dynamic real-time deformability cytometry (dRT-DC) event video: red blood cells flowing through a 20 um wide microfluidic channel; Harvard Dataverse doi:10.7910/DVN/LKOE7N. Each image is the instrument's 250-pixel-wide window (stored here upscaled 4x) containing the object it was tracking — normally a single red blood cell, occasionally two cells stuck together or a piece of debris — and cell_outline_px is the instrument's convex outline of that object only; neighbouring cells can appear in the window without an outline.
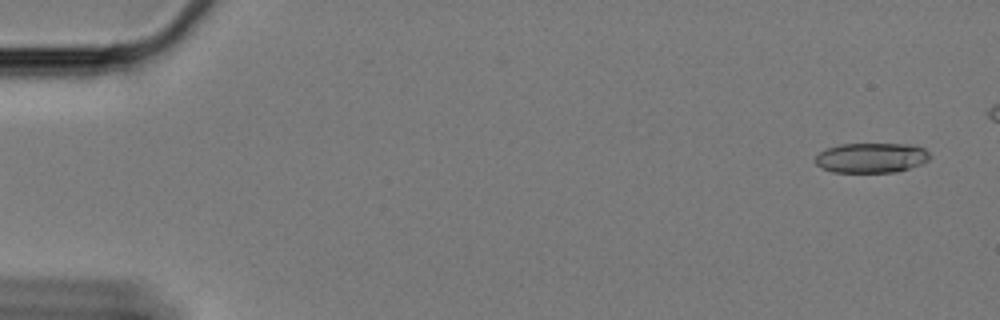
{"species": "Egyptian fruit bat (a non-hibernating species)", "species_latin": "Rousettus aegyptiacus", "temperature_condition": "cold", "stored_images_in_passage": 55, "camera_frame_rate_fps": 3000, "um_per_image_px": 0.085, "animal": {"sex": "female"}, "frame": {"image": 1, "passage_image": 3, "time_ms": 0.667, "image_size_px": [1000, 320], "cell_outline_px": [[928, 160], [920, 164], [896, 172], [832, 172], [816, 164], [816, 156], [820, 152], [828, 148], [840, 144], [912, 144], [924, 148], [928, 152]], "centroid_in_image_um": [74.06, 13.41], "position_along_channel_um": 10.9, "area_um2": 19.77}}
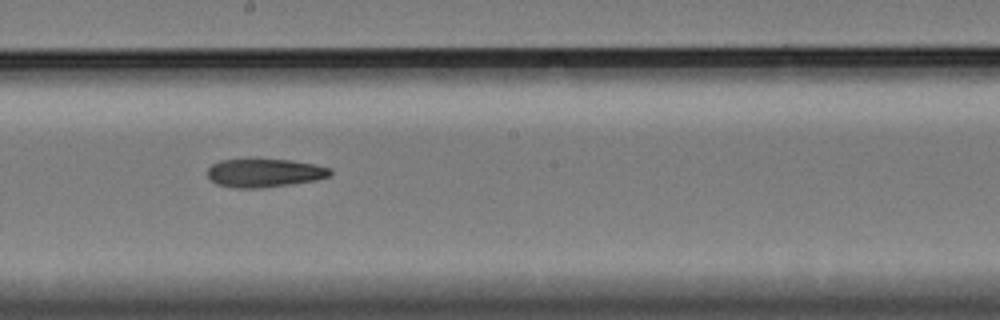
{"frame": {"image": 2, "passage_image": 34, "time_ms": 11.0, "image_size_px": [1000, 320], "cell_outline_px": [[332, 172], [328, 176], [316, 180], [260, 188], [236, 188], [216, 184], [208, 176], [208, 168], [212, 164], [220, 160], [248, 156], [256, 156], [292, 160], [332, 168]], "centroid_in_image_um": [22.43, 14.64], "position_along_channel_um": 225.8, "area_um2": 21.15}}
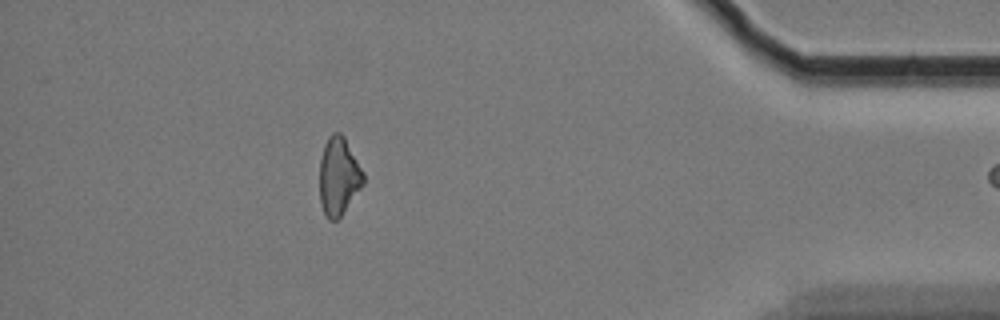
{"frame": {"image": 3, "passage_image": 54, "time_ms": 17.667, "image_size_px": [1000, 320], "cell_outline_px": [[364, 184], [340, 216], [336, 220], [328, 220], [320, 204], [320, 160], [324, 144], [328, 136], [332, 132], [340, 132], [344, 136], [364, 172]], "centroid_in_image_um": [28.78, 14.96], "position_along_channel_um": 406.4, "area_um2": 19.88}}